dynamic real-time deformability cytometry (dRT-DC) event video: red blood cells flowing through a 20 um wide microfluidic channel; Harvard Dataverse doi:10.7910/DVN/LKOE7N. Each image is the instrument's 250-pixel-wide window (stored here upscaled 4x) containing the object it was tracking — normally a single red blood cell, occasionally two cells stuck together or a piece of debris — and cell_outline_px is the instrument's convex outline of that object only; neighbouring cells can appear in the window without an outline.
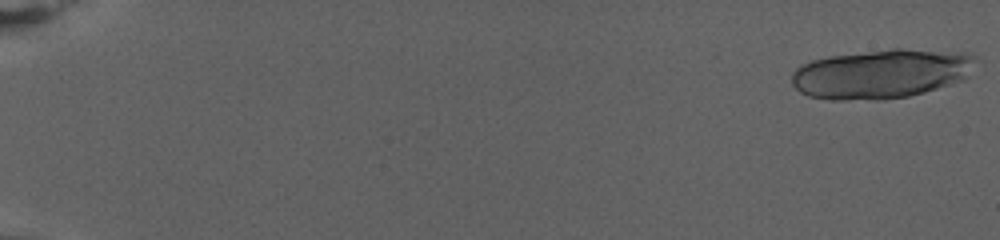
{"species": "human", "species_latin": "Homo sapiens", "temperature_condition": "warm", "stored_images_in_passage": 34, "segment_of_instrument_passage": [1, 2], "camera_frame_rate_fps": 3000, "um_per_image_px": 0.085, "donor": {"sex": "female"}, "frame": {"image": 1, "passage_image": 1, "time_ms": 0.0, "image_size_px": [1000, 240], "cell_outline_px": [[980, 60], [968, 76], [964, 80], [924, 92], [908, 96], [884, 100], [828, 100], [808, 96], [800, 92], [792, 84], [792, 72], [800, 64], [812, 60], [828, 56], [892, 48], [900, 48], [968, 52], [976, 56]], "centroid_in_image_um": [74.95, 6.26], "position_along_channel_um": 10.0, "area_um2": 53.81}}
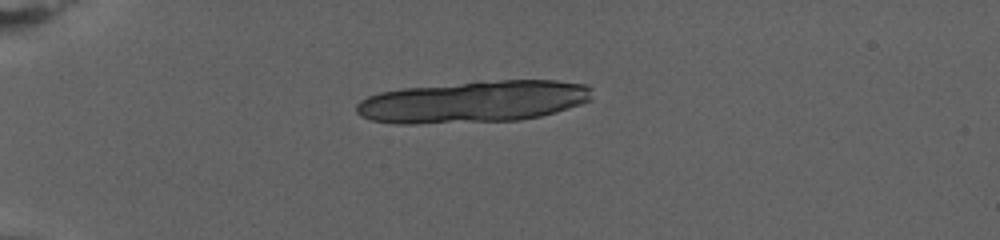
{"frame": {"image": 2, "passage_image": 22, "time_ms": 7.0, "image_size_px": [1000, 240], "cell_outline_px": [[592, 100], [568, 108], [540, 116], [520, 120], [416, 124], [396, 124], [372, 120], [360, 116], [356, 112], [356, 104], [360, 100], [368, 96], [380, 92], [404, 88], [480, 80], [556, 80], [588, 84], [592, 88]], "centroid_in_image_um": [40.25, 8.63], "position_along_channel_um": 44.8, "area_um2": 58.15}}